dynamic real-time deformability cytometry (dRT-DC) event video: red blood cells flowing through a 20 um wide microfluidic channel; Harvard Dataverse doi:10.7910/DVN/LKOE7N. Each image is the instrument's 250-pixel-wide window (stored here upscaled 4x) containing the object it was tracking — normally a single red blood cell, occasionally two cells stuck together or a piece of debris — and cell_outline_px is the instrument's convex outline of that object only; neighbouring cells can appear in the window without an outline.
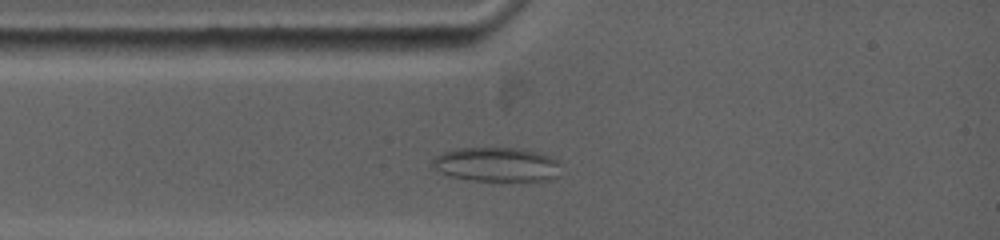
{"species": "common noctule bat (a hibernating species)", "species_latin": "Nyctalus noctula", "temperature_condition": "warm", "stored_images_in_passage": 60, "camera_frame_rate_fps": 5000, "um_per_image_px": 0.085, "animal": {"sex": "female", "body_mass_g": 19.0, "forearm_length_mm": 53.3}, "frame": {"image": 1, "passage_image": 9, "time_ms": 1.6, "image_size_px": [1000, 240], "cell_outline_px": [[556, 176], [552, 180], [520, 184], [468, 180], [444, 176], [432, 164], [432, 160], [436, 156], [444, 152], [456, 148], [512, 148], [536, 152], [556, 160]], "centroid_in_image_um": [42.17, 14.05], "position_along_channel_um": 42.8, "area_um2": 26.3}}
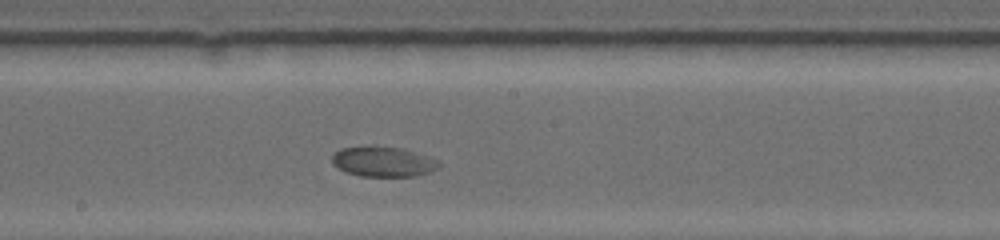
{"frame": {"image": 2, "passage_image": 33, "time_ms": 6.4, "image_size_px": [1000, 240], "cell_outline_px": [[440, 168], [416, 176], [360, 176], [344, 172], [332, 160], [332, 156], [340, 148], [400, 148], [412, 152], [440, 164]], "centroid_in_image_um": [32.52, 13.79], "position_along_channel_um": 215.7, "area_um2": 17.63}}
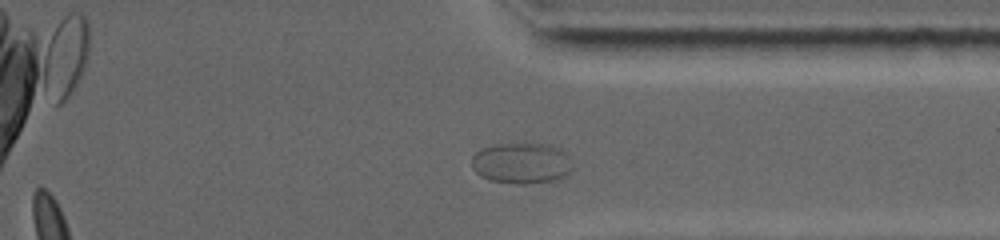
{"frame": {"image": 3, "passage_image": 54, "time_ms": 10.6, "image_size_px": [1000, 240], "cell_outline_px": [[572, 172], [568, 176], [560, 180], [524, 184], [516, 184], [488, 180], [480, 176], [472, 168], [472, 156], [480, 148], [508, 144], [540, 144], [552, 148], [560, 152], [572, 168]], "centroid_in_image_um": [44.26, 13.93], "position_along_channel_um": 367.1, "area_um2": 23.52}}